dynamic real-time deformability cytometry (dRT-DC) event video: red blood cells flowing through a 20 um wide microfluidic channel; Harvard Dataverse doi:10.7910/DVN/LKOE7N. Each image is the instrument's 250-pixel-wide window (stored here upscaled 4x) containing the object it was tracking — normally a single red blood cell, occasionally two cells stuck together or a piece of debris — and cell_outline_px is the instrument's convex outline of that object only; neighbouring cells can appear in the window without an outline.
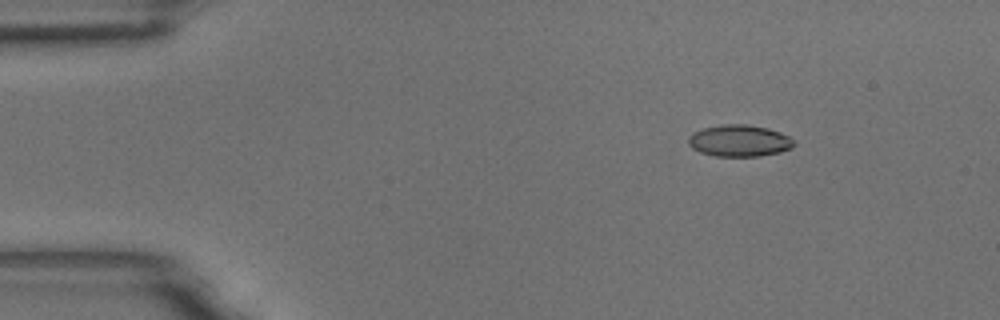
{"species": "common noctule bat (a hibernating species)", "species_latin": "Nyctalus noctula", "temperature_condition": "room temperature", "stored_images_in_passage": 5, "camera_frame_rate_fps": 3000, "um_per_image_px": 0.085, "animal": {"sex": "male", "body_mass_g": 18.8}, "frame": {"image": 1, "passage_image": 1, "time_ms": 0.0, "image_size_px": [1000, 320], "cell_outline_px": [[796, 144], [792, 148], [780, 152], [760, 156], [716, 156], [700, 152], [692, 148], [688, 144], [688, 136], [692, 132], [704, 128], [724, 124], [748, 124], [768, 128], [780, 132], [796, 140]], "centroid_in_image_um": [62.86, 11.96], "position_along_channel_um": 22.1, "area_um2": 19.71}}
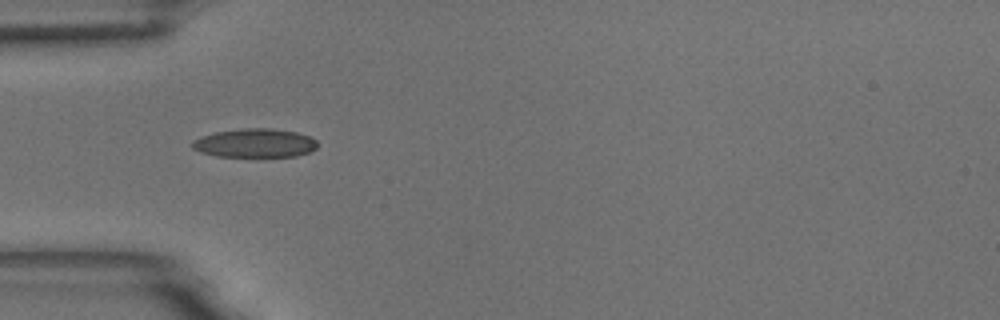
{"frame": {"image": 2, "passage_image": 4, "time_ms": 1.0, "image_size_px": [1000, 320], "cell_outline_px": [[316, 148], [308, 152], [296, 156], [216, 156], [200, 152], [192, 148], [192, 140], [200, 136], [216, 132], [244, 128], [268, 128], [296, 132], [308, 136], [316, 140]], "centroid_in_image_um": [21.62, 12.16], "position_along_channel_um": 63.4, "area_um2": 20.81}}